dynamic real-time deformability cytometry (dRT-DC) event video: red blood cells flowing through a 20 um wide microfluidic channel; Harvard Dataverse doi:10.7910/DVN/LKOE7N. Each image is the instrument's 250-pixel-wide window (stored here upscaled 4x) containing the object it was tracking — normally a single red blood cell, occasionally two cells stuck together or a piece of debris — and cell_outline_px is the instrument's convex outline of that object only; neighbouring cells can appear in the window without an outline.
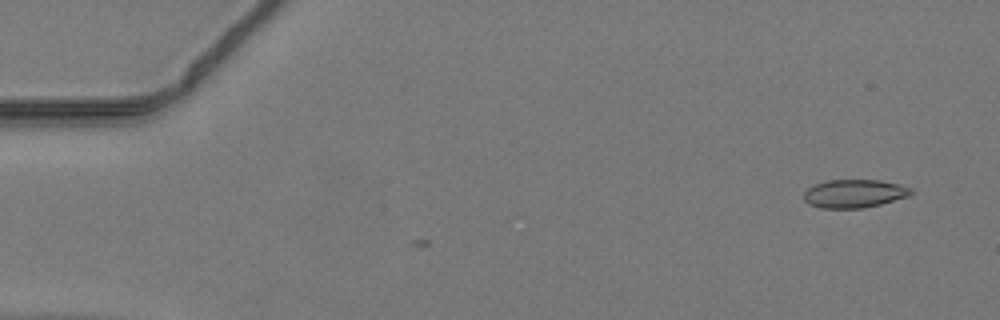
{"species": "common noctule bat (a hibernating species)", "species_latin": "Nyctalus noctula", "temperature_condition": "warm", "stored_images_in_passage": 4, "camera_frame_rate_fps": 3000, "um_per_image_px": 0.085, "animal": {"sex": "male", "body_mass_g": 19.2, "forearm_length_mm": 51.8}, "frame": {"image": 1, "passage_image": 1, "time_ms": 0.0, "image_size_px": [1000, 320], "cell_outline_px": [[912, 192], [908, 196], [880, 204], [864, 208], [820, 208], [808, 204], [804, 200], [804, 192], [808, 188], [816, 184], [828, 180], [880, 180], [900, 184], [912, 188]], "centroid_in_image_um": [72.6, 16.45], "position_along_channel_um": 12.4, "area_um2": 17.63}}